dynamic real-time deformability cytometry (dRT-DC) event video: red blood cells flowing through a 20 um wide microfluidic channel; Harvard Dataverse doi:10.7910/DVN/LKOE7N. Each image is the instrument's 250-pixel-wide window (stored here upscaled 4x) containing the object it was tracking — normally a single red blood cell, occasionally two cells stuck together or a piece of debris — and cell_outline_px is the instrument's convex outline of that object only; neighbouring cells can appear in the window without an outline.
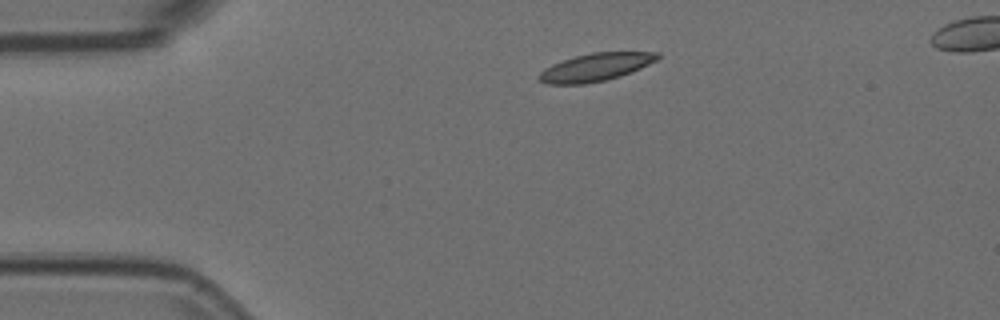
{"species": "Egyptian fruit bat (a non-hibernating species)", "species_latin": "Rousettus aegyptiacus", "temperature_condition": "room temperature", "stored_images_in_passage": 3, "camera_frame_rate_fps": 3000, "um_per_image_px": 0.085, "animal": {"sex": "female"}, "frame": {"image": 1, "passage_image": 1, "time_ms": 0.0, "image_size_px": [1000, 320], "cell_outline_px": [[660, 56], [656, 60], [640, 68], [620, 76], [604, 80], [584, 84], [544, 84], [536, 76], [544, 68], [552, 64], [576, 56], [592, 52], [660, 52]], "centroid_in_image_um": [50.59, 5.71], "position_along_channel_um": 34.4, "area_um2": 19.07}}